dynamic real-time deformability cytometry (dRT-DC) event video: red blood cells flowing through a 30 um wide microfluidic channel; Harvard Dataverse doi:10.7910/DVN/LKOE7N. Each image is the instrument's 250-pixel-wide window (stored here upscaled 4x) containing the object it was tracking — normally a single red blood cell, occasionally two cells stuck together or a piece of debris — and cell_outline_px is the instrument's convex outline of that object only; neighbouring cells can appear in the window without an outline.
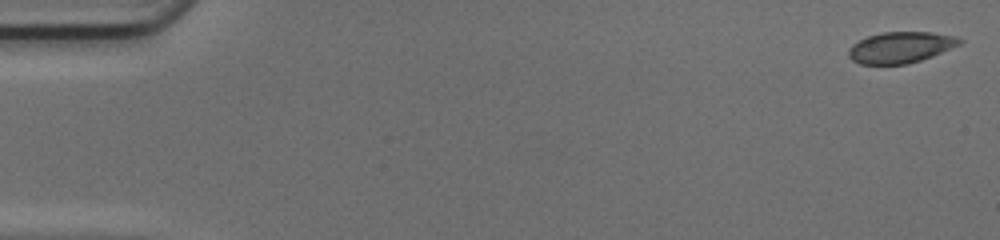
{"species": "common noctule bat (a hibernating species)", "species_latin": "Nyctalus noctula", "temperature_condition": "cold", "stored_images_in_passage": 50, "camera_frame_rate_fps": 3000, "um_per_image_px": 0.085, "animal": {"sex": "female", "body_mass_g": 17.0, "forearm_length_mm": 48.0}, "frame": {"image": 1, "passage_image": 1, "time_ms": 0.0, "image_size_px": [1000, 240], "cell_outline_px": [[964, 40], [960, 44], [932, 56], [908, 64], [860, 64], [852, 60], [848, 56], [848, 48], [852, 44], [868, 36], [884, 32], [932, 32], [956, 36]], "centroid_in_image_um": [76.54, 4.02], "position_along_channel_um": 8.5, "area_um2": 20.11}}
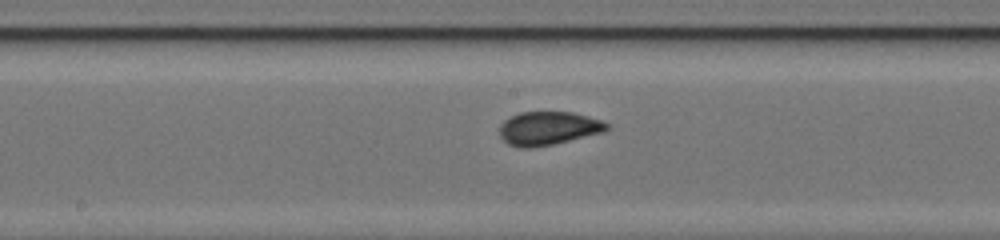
{"frame": {"image": 2, "passage_image": 26, "time_ms": 8.333, "image_size_px": [1000, 240], "cell_outline_px": [[612, 128], [604, 132], [552, 144], [532, 148], [520, 148], [508, 144], [500, 136], [500, 124], [504, 120], [520, 112], [572, 112], [588, 116], [600, 120], [608, 124]], "centroid_in_image_um": [46.61, 10.91], "position_along_channel_um": 201.6, "area_um2": 20.92}}
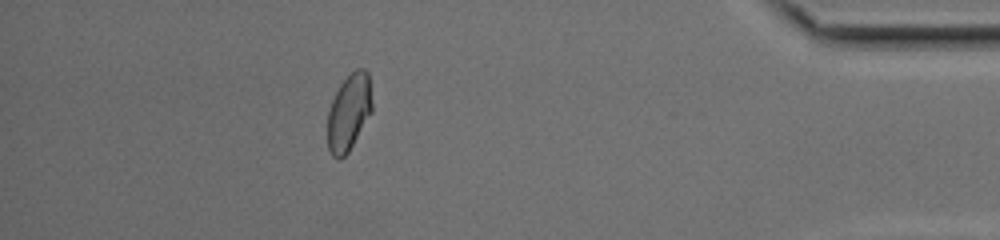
{"frame": {"image": 3, "passage_image": 44, "time_ms": 14.333, "image_size_px": [1000, 240], "cell_outline_px": [[372, 112], [348, 152], [340, 160], [336, 160], [332, 156], [328, 148], [328, 112], [332, 100], [340, 84], [356, 68], [364, 68], [368, 72], [372, 104]], "centroid_in_image_um": [29.66, 9.56], "position_along_channel_um": 405.5, "area_um2": 19.83}}